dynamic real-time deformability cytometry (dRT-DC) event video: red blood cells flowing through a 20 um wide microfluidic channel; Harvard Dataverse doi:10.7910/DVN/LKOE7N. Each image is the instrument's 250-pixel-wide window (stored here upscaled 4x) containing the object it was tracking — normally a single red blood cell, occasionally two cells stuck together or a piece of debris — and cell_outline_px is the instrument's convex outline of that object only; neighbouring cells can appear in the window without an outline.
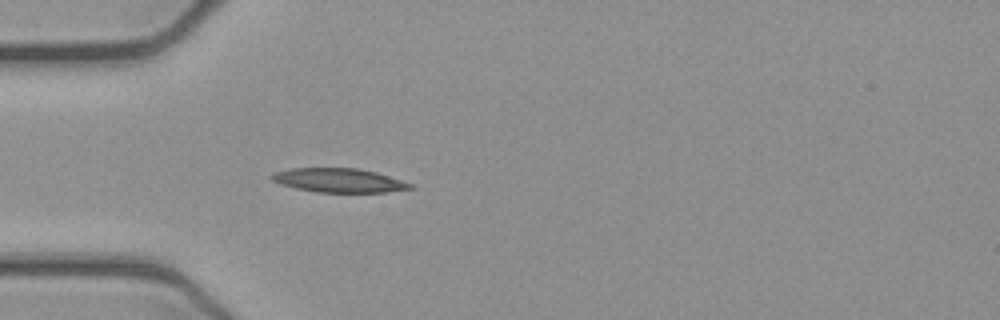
{"species": "common noctule bat (a hibernating species)", "species_latin": "Nyctalus noctula", "temperature_condition": "cold", "stored_images_in_passage": 11, "camera_frame_rate_fps": 3000, "um_per_image_px": 0.085, "animal": {"sex": "female", "body_mass_g": 21.9}, "frame": {"image": 1, "passage_image": 1, "time_ms": 0.0, "image_size_px": [1000, 320], "cell_outline_px": [[412, 188], [388, 192], [316, 192], [296, 188], [280, 184], [272, 180], [268, 176], [272, 172], [288, 168], [356, 168], [376, 172], [412, 184]], "centroid_in_image_um": [28.72, 15.32], "position_along_channel_um": 56.3, "area_um2": 19.36}}
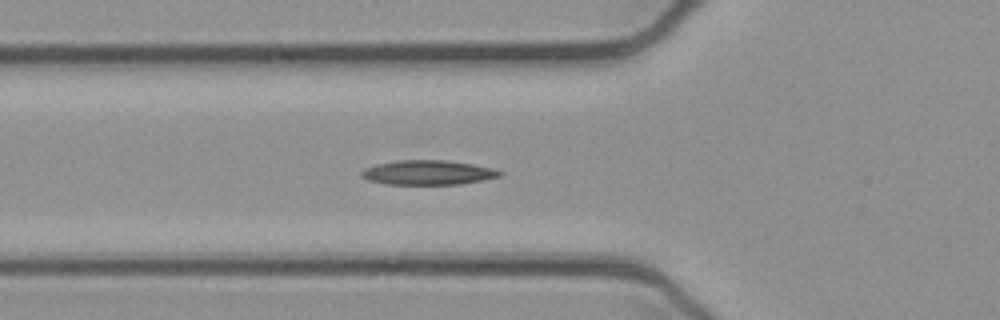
{"frame": {"image": 2, "passage_image": 4, "time_ms": 1.0, "image_size_px": [1000, 320], "cell_outline_px": [[500, 176], [484, 180], [460, 184], [388, 184], [368, 180], [360, 176], [360, 172], [364, 168], [376, 164], [396, 160], [448, 160], [472, 164], [492, 168], [500, 172]], "centroid_in_image_um": [36.33, 14.66], "position_along_channel_um": 89.5, "area_um2": 19.71}}
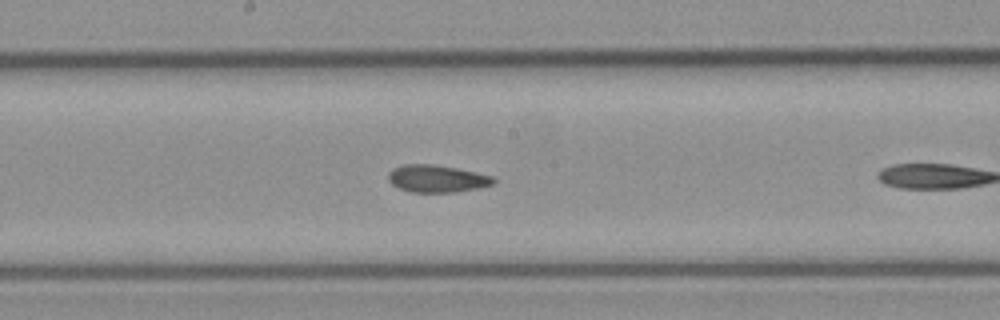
{"frame": {"image": 3, "passage_image": 10, "time_ms": 3.0, "image_size_px": [1000, 320], "cell_outline_px": [[496, 180], [492, 184], [480, 188], [456, 192], [412, 192], [400, 188], [392, 184], [388, 180], [388, 172], [392, 168], [404, 164], [432, 164], [456, 168], [492, 176]], "centroid_in_image_um": [37.11, 15.18], "position_along_channel_um": 211.1, "area_um2": 16.7}}